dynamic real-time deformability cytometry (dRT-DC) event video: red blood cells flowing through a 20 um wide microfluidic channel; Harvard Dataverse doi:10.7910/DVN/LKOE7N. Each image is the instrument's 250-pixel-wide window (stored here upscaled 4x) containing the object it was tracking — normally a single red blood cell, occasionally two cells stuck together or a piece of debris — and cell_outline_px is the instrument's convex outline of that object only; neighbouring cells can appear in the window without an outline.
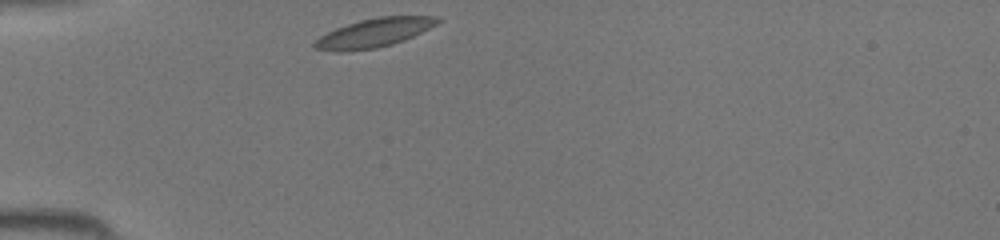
{"species": "common noctule bat (a hibernating species)", "species_latin": "Nyctalus noctula", "temperature_condition": "room temperature", "stored_images_in_passage": 27, "camera_frame_rate_fps": 3000, "um_per_image_px": 0.085, "animal": {"sex": "female", "body_mass_g": 19.5, "forearm_length_mm": 54.1}, "frame": {"image": 1, "passage_image": 1, "time_ms": 0.0, "image_size_px": [1000, 240], "cell_outline_px": [[444, 20], [404, 40], [392, 44], [376, 48], [340, 52], [336, 52], [316, 48], [312, 44], [320, 36], [336, 28], [360, 20], [376, 16], [440, 16]], "centroid_in_image_um": [31.81, 2.78], "position_along_channel_um": 53.2, "area_um2": 20.52}}
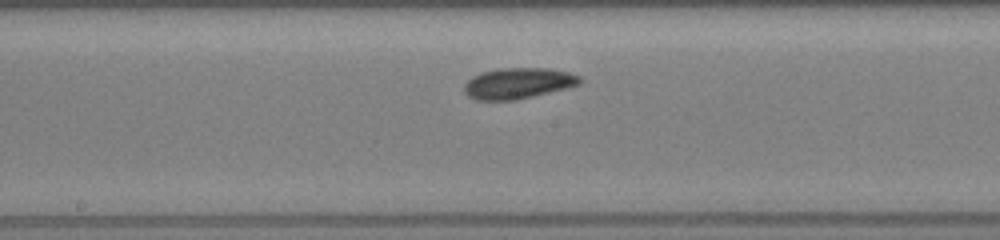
{"frame": {"image": 2, "passage_image": 12, "time_ms": 3.667, "image_size_px": [1000, 240], "cell_outline_px": [[580, 84], [516, 100], [476, 100], [468, 96], [464, 92], [464, 84], [472, 76], [480, 72], [500, 68], [548, 68], [568, 72], [580, 76]], "centroid_in_image_um": [43.98, 7.07], "position_along_channel_um": 204.2, "area_um2": 20.69}}
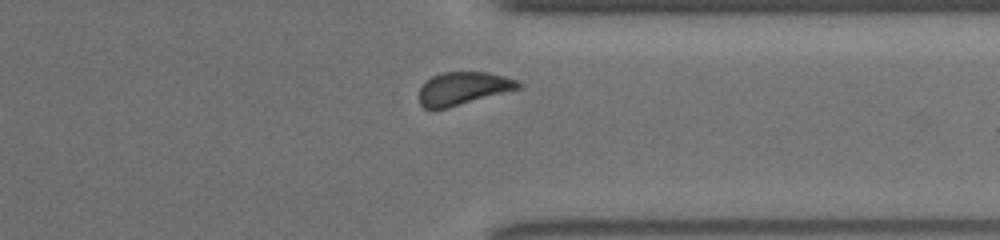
{"frame": {"image": 3, "passage_image": 23, "time_ms": 7.333, "image_size_px": [1000, 240], "cell_outline_px": [[520, 88], [448, 108], [424, 108], [420, 104], [420, 88], [424, 80], [432, 76], [444, 72], [488, 72], [504, 76], [516, 80], [520, 84]], "centroid_in_image_um": [39.33, 7.5], "position_along_channel_um": 372.1, "area_um2": 18.84}}